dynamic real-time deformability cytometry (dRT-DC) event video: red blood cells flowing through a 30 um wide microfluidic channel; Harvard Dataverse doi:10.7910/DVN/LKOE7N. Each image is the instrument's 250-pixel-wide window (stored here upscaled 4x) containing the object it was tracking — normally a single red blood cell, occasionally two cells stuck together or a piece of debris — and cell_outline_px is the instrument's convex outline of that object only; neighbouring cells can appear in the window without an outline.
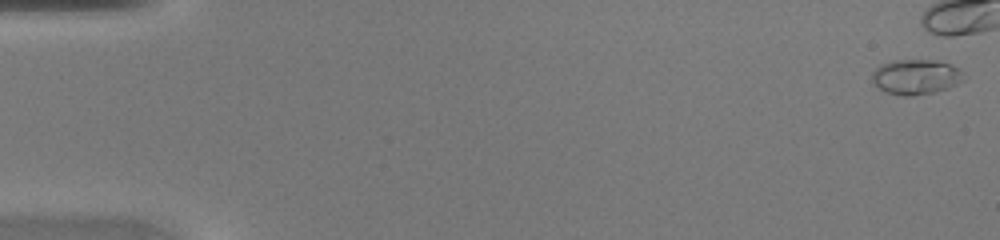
{"species": "common noctule bat (a hibernating species)", "species_latin": "Nyctalus noctula", "temperature_condition": "warm", "stored_images_in_passage": 36, "camera_frame_rate_fps": 3000, "um_per_image_px": 0.085, "animal": {"sex": "female", "body_mass_g": 20.0, "forearm_length_mm": 54.0}, "frame": {"image": 1, "passage_image": 1, "time_ms": 0.0, "image_size_px": [1000, 240], "cell_outline_px": [[964, 80], [948, 88], [936, 92], [912, 96], [904, 96], [888, 92], [880, 88], [872, 80], [872, 72], [880, 64], [892, 60], [932, 60], [948, 64], [960, 68]], "centroid_in_image_um": [77.85, 6.53], "position_along_channel_um": 7.2, "area_um2": 18.61}}